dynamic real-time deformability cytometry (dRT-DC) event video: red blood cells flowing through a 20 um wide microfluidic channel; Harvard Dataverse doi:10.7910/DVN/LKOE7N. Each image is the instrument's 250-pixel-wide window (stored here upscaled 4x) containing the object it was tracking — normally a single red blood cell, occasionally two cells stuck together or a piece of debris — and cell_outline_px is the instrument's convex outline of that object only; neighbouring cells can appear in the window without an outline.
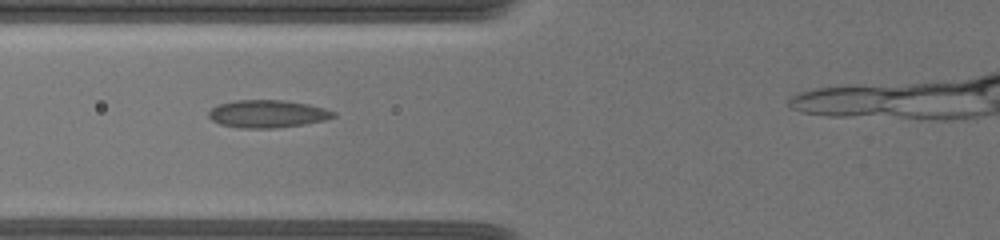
{"species": "common noctule bat (a hibernating species)", "species_latin": "Nyctalus noctula", "temperature_condition": "warm", "stored_images_in_passage": 24, "camera_frame_rate_fps": 3000, "um_per_image_px": 0.085, "animal": {"sex": "female", "body_mass_g": 19.5, "forearm_length_mm": 54.1}, "frame": {"image": 1, "passage_image": 5, "time_ms": 2.0, "image_size_px": [1000, 240], "cell_outline_px": [[336, 116], [324, 120], [304, 124], [276, 128], [240, 128], [220, 124], [212, 120], [208, 116], [208, 112], [212, 108], [220, 104], [236, 100], [284, 100], [308, 104], [324, 108], [336, 112]], "centroid_in_image_um": [22.74, 9.68], "position_along_channel_um": 103.1, "area_um2": 20.06}}
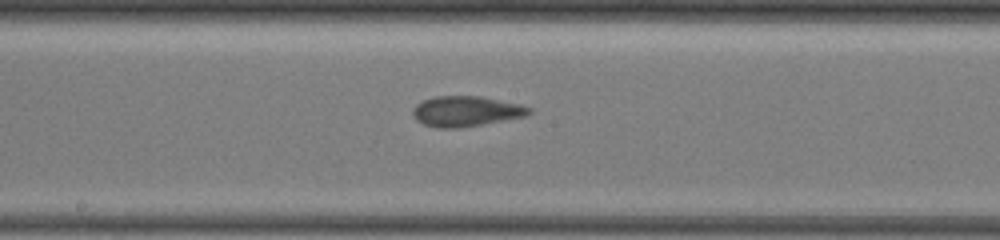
{"frame": {"image": 2, "passage_image": 13, "time_ms": 5.0, "image_size_px": [1000, 240], "cell_outline_px": [[532, 112], [528, 116], [460, 128], [436, 128], [424, 124], [416, 120], [412, 112], [416, 104], [424, 100], [436, 96], [480, 96], [520, 104], [532, 108]], "centroid_in_image_um": [39.64, 9.46], "position_along_channel_um": 208.6, "area_um2": 20.63}}
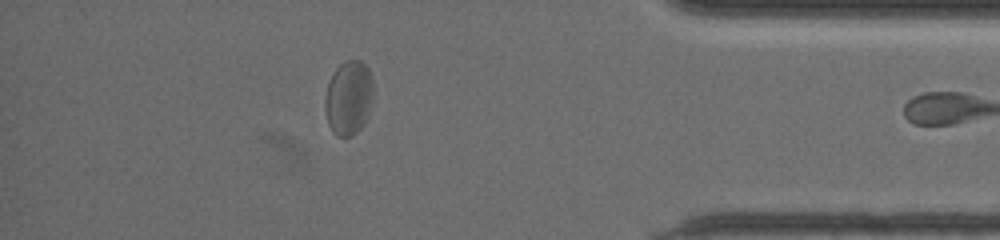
{"frame": {"image": 3, "passage_image": 23, "time_ms": 11.333, "image_size_px": [1000, 240], "cell_outline_px": [[372, 96], [368, 116], [364, 124], [352, 136], [336, 136], [332, 132], [328, 124], [324, 108], [324, 100], [328, 84], [336, 68], [344, 60], [360, 60], [368, 68], [372, 80]], "centroid_in_image_um": [29.62, 8.33], "position_along_channel_um": 405.6, "area_um2": 20.92}, "authors_computed_cell_mechanics": {"area_um2": 20.0277, "velocity_mm_per_s": 3.5119, "shape_relaxation_time_tau1_ms": null, "shape_relaxation_time_tau2_ms": 1.0155, "deformation_change_tau1": null, "deformation_change_tau2": 0.0508}}